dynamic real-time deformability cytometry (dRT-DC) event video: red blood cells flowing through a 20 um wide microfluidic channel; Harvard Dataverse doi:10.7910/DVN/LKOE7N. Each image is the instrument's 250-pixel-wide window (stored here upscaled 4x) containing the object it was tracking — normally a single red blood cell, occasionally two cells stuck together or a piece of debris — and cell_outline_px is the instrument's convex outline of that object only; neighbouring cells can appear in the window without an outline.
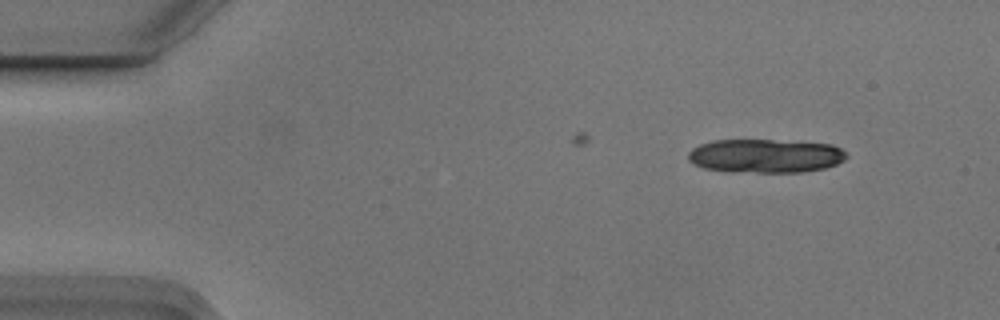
{"species": "Egyptian fruit bat (a non-hibernating species)", "species_latin": "Rousettus aegyptiacus", "temperature_condition": "cold", "stored_images_in_passage": 5, "camera_frame_rate_fps": 3000, "um_per_image_px": 0.085, "animal": {"sex": "male"}, "frame": {"image": 1, "passage_image": 1, "time_ms": 0.0, "image_size_px": [1000, 320], "cell_outline_px": [[848, 156], [844, 160], [836, 164], [824, 168], [800, 172], [732, 172], [704, 168], [688, 160], [688, 152], [692, 148], [700, 144], [712, 140], [772, 140], [832, 144], [840, 148]], "centroid_in_image_um": [65.04, 13.25], "position_along_channel_um": 20.0, "area_um2": 31.1}}